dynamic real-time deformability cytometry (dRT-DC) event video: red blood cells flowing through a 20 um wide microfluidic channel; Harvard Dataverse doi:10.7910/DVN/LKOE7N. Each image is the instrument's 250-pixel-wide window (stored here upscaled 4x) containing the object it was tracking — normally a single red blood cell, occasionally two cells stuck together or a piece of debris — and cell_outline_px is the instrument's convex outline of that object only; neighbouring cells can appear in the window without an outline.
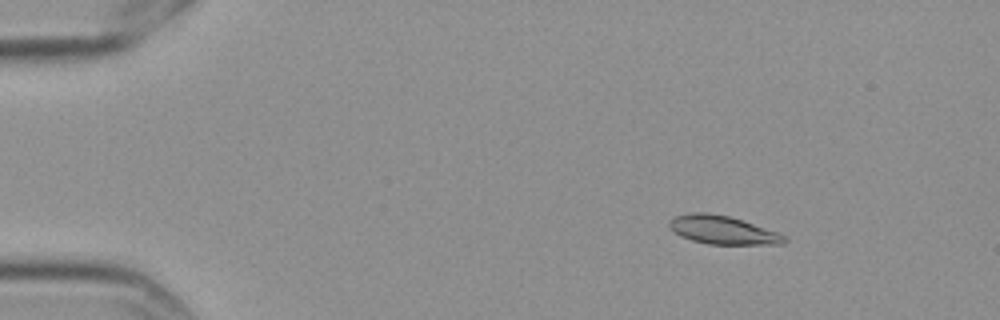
{"species": "Egyptian fruit bat (a non-hibernating species)", "species_latin": "Rousettus aegyptiacus", "temperature_condition": "cold", "stored_images_in_passage": 6, "camera_frame_rate_fps": 3000, "um_per_image_px": 0.085, "frame": {"image": 1, "passage_image": 3, "time_ms": 0.667, "image_size_px": [1000, 320], "cell_outline_px": [[788, 240], [784, 244], [708, 244], [692, 240], [680, 236], [668, 228], [668, 220], [676, 216], [692, 212], [704, 212], [728, 216], [776, 232], [784, 236]], "centroid_in_image_um": [61.35, 19.55], "position_along_channel_um": 23.6, "area_um2": 18.79}}
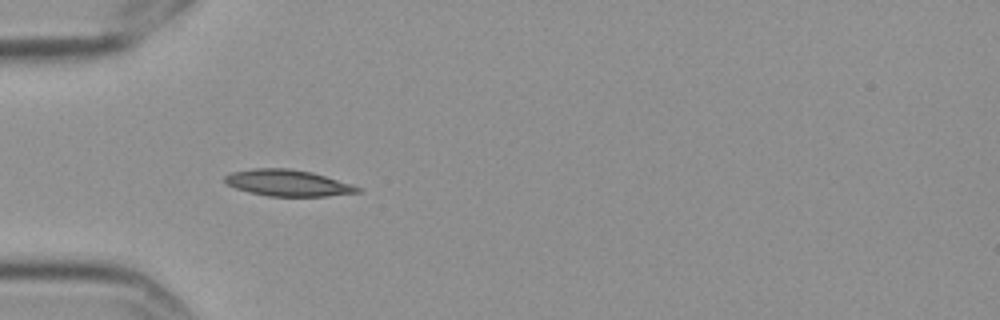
{"frame": {"image": 2, "passage_image": 5, "time_ms": 1.333, "image_size_px": [1000, 320], "cell_outline_px": [[360, 192], [328, 196], [268, 196], [248, 192], [236, 188], [228, 184], [224, 180], [224, 176], [232, 172], [252, 168], [288, 168], [312, 172], [352, 184], [360, 188]], "centroid_in_image_um": [24.45, 15.55], "position_along_channel_um": 60.5, "area_um2": 20.35}}
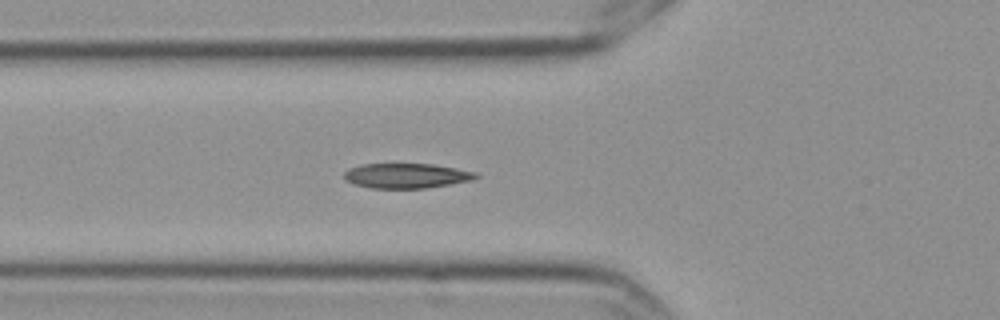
{"frame": {"image": 3, "passage_image": 6, "time_ms": 1.667, "image_size_px": [1000, 320], "cell_outline_px": [[480, 176], [472, 180], [424, 188], [372, 188], [356, 184], [344, 180], [344, 172], [348, 168], [360, 164], [432, 164], [456, 168], [476, 172]], "centroid_in_image_um": [34.52, 14.93], "position_along_channel_um": 91.3, "area_um2": 19.02}}